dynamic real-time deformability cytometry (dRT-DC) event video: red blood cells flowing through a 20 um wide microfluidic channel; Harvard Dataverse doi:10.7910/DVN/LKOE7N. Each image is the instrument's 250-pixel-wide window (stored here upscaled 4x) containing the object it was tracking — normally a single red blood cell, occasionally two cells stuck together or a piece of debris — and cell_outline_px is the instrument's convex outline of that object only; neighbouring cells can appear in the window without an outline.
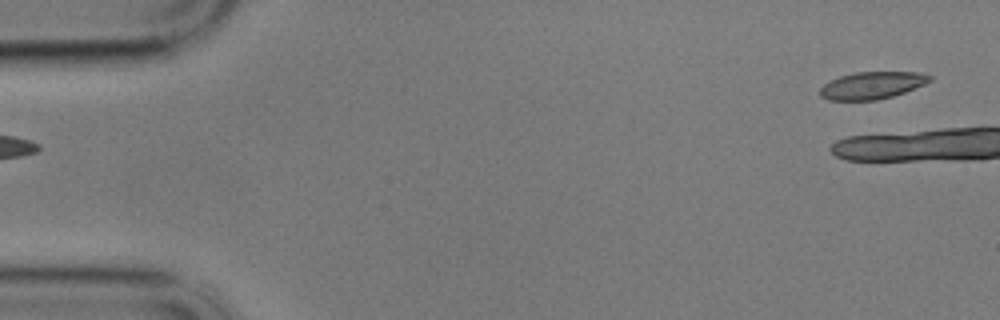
{"species": "common noctule bat (a hibernating species)", "species_latin": "Nyctalus noctula", "temperature_condition": "cold", "stored_images_in_passage": 5, "camera_frame_rate_fps": 3000, "um_per_image_px": 0.085, "animal": {"sex": "male", "body_mass_g": 17.9}, "frame": {"image": 1, "passage_image": 1, "time_ms": 0.0, "image_size_px": [1000, 320], "cell_outline_px": [[932, 80], [924, 84], [904, 92], [892, 96], [876, 100], [828, 100], [820, 96], [820, 88], [824, 84], [840, 76], [856, 72], [916, 72], [932, 76]], "centroid_in_image_um": [74.11, 7.26], "position_along_channel_um": 10.9, "area_um2": 17.22}}